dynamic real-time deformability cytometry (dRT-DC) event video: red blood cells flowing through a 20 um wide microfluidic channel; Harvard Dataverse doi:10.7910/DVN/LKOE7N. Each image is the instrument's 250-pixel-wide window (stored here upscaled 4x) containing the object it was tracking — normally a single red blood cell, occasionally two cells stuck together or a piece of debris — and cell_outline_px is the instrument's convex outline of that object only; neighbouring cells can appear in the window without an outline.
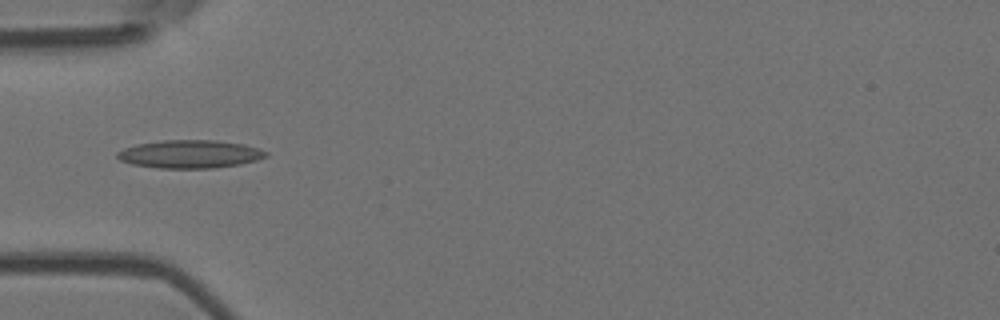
{"species": "Egyptian fruit bat (a non-hibernating species)", "species_latin": "Rousettus aegyptiacus", "temperature_condition": "room temperature", "stored_images_in_passage": 1, "camera_frame_rate_fps": 3000, "um_per_image_px": 0.085, "animal": {"sex": "female"}, "frame": {"image": 1, "passage_image": 1, "time_ms": 0.0, "image_size_px": [1000, 320], "cell_outline_px": [[268, 156], [256, 160], [240, 164], [212, 168], [156, 168], [132, 164], [120, 160], [116, 156], [116, 152], [124, 148], [136, 144], [164, 140], [216, 140], [244, 144], [260, 148], [268, 152]], "centroid_in_image_um": [16.15, 13.09], "position_along_channel_um": 68.9, "area_um2": 24.45}}